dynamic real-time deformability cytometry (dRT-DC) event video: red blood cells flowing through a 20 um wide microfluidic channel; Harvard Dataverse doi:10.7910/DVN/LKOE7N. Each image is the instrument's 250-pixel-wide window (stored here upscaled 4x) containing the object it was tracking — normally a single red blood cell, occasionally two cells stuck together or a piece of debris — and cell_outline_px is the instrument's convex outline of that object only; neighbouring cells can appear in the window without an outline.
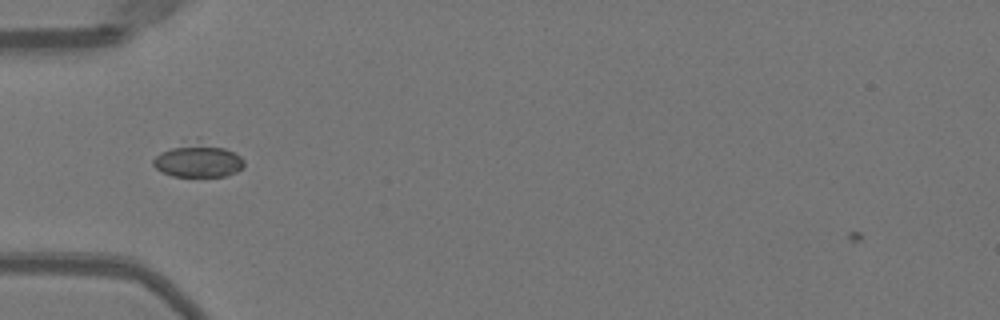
{"species": "Egyptian fruit bat (a non-hibernating species)", "species_latin": "Rousettus aegyptiacus", "temperature_condition": "warm", "stored_images_in_passage": 32, "camera_frame_rate_fps": 3000, "um_per_image_px": 0.085, "animal": {"sex": "female"}, "frame": {"image": 1, "passage_image": 5, "time_ms": 1.333, "image_size_px": [1000, 320], "cell_outline_px": [[244, 168], [236, 172], [224, 176], [172, 176], [160, 172], [152, 164], [152, 160], [160, 152], [196, 136], [200, 136], [240, 156], [244, 160]], "centroid_in_image_um": [16.82, 13.56], "position_along_channel_um": 68.2, "area_um2": 18.67}}
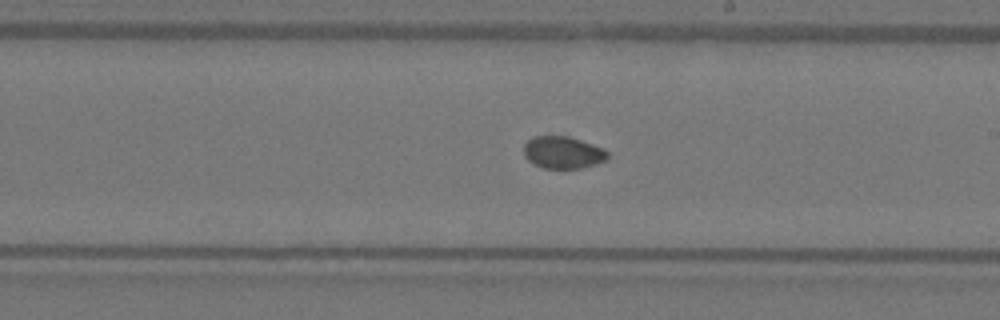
{"frame": {"image": 2, "passage_image": 18, "time_ms": 5.667, "image_size_px": [1000, 320], "cell_outline_px": [[608, 156], [604, 160], [596, 164], [580, 168], [544, 168], [528, 160], [524, 156], [524, 144], [532, 136], [568, 136], [604, 148], [608, 152]], "centroid_in_image_um": [47.84, 12.95], "position_along_channel_um": 241.2, "area_um2": 15.61}}
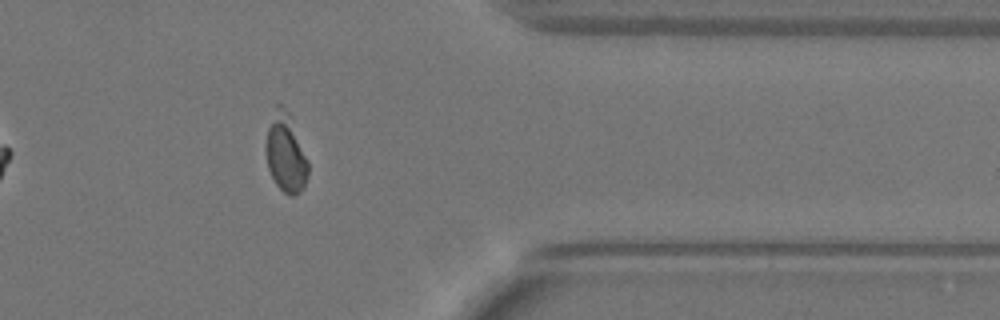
{"frame": {"image": 3, "passage_image": 30, "time_ms": 9.667, "image_size_px": [1000, 320], "cell_outline_px": [[308, 176], [304, 188], [296, 196], [288, 196], [276, 184], [268, 168], [268, 128], [276, 104], [280, 104], [292, 116], [308, 160]], "centroid_in_image_um": [24.35, 13.04], "position_along_channel_um": 387.0, "area_um2": 19.13}, "authors_computed_cell_mechanics": {"area_um2": 16.2418, "velocity_mm_per_s": 3.9889, "shape_relaxation_time_tau1_ms": null, "shape_relaxation_time_tau2_ms": 1.5154, "deformation_change_tau1": null, "deformation_change_tau2": 0.0343}}